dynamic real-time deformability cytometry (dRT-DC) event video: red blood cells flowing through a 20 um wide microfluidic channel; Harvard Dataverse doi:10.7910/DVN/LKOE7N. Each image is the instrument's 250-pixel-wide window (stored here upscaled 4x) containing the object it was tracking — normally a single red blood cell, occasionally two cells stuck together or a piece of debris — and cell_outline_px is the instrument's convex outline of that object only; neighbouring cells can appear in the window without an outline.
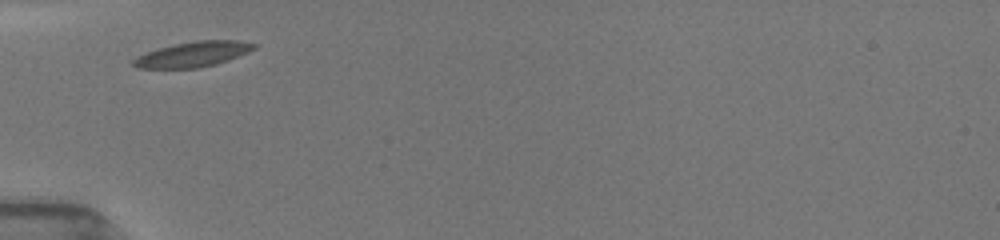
{"species": "common noctule bat (a hibernating species)", "species_latin": "Nyctalus noctula", "temperature_condition": "room temperature", "stored_images_in_passage": 7, "camera_frame_rate_fps": 3000, "um_per_image_px": 0.085, "animal": {"sex": "female", "body_mass_g": 19.5, "forearm_length_mm": 54.1}, "frame": {"image": 1, "passage_image": 1, "time_ms": 0.0, "image_size_px": [1000, 240], "cell_outline_px": [[256, 48], [248, 52], [228, 60], [216, 64], [196, 68], [136, 68], [132, 64], [132, 60], [136, 56], [172, 44], [196, 40], [240, 40], [256, 44]], "centroid_in_image_um": [16.4, 4.6], "position_along_channel_um": 68.6, "area_um2": 17.74}}
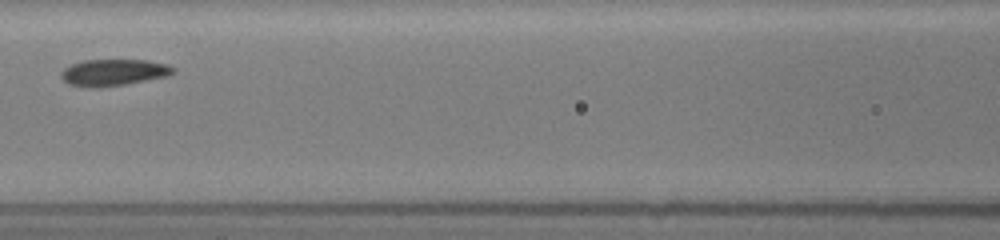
{"frame": {"image": 2, "passage_image": 4, "time_ms": 2.333, "image_size_px": [1000, 240], "cell_outline_px": [[176, 72], [164, 76], [124, 84], [100, 88], [84, 88], [68, 84], [60, 76], [60, 72], [64, 68], [72, 64], [84, 60], [148, 60], [168, 64], [176, 68]], "centroid_in_image_um": [9.61, 6.16], "position_along_channel_um": 157.0, "area_um2": 17.46}}
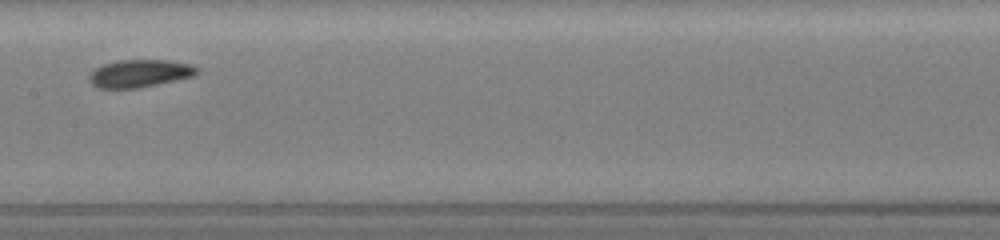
{"frame": {"image": 3, "passage_image": 5, "time_ms": 3.333, "image_size_px": [1000, 240], "cell_outline_px": [[200, 72], [196, 76], [140, 88], [96, 88], [88, 80], [88, 76], [96, 68], [104, 64], [120, 60], [168, 60], [188, 64], [200, 68]], "centroid_in_image_um": [11.91, 6.25], "position_along_channel_um": 195.5, "area_um2": 17.51}}